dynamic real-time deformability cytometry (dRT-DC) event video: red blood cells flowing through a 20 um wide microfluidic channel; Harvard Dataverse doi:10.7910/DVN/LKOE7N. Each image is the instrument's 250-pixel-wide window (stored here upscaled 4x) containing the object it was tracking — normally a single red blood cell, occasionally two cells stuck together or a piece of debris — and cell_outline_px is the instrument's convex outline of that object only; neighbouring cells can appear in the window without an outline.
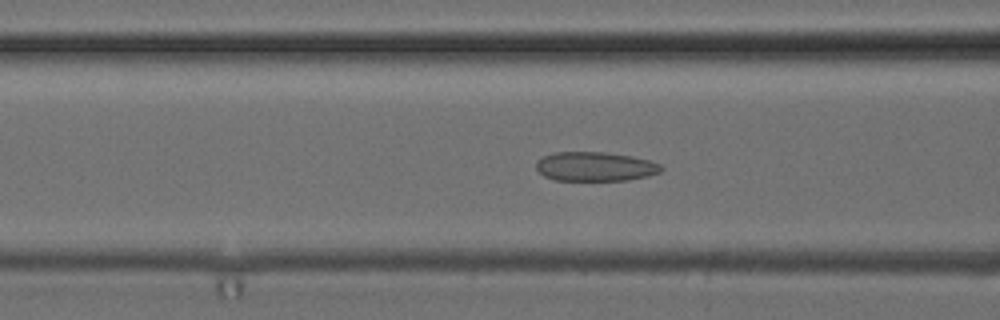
{"species": "common noctule bat (a hibernating species)", "species_latin": "Nyctalus noctula", "temperature_condition": "cold", "stored_images_in_passage": 51, "camera_frame_rate_fps": 3000, "um_per_image_px": 0.085, "animal": {"sex": "female", "body_mass_g": 24.6, "forearm_length_mm": 56.2}, "frame": {"image": 1, "passage_image": 20, "time_ms": 6.333, "image_size_px": [1000, 320], "cell_outline_px": [[664, 168], [660, 172], [648, 176], [628, 180], [556, 180], [544, 176], [536, 168], [536, 160], [544, 156], [556, 152], [604, 152], [632, 156], [648, 160], [660, 164]], "centroid_in_image_um": [50.6, 14.15], "position_along_channel_um": 116.0, "area_um2": 21.27}}
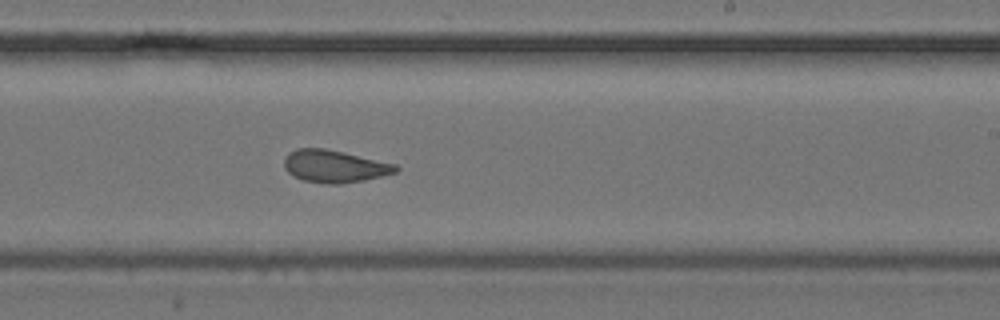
{"frame": {"image": 2, "passage_image": 31, "time_ms": 10.0, "image_size_px": [1000, 320], "cell_outline_px": [[400, 168], [396, 172], [364, 180], [340, 184], [328, 184], [304, 180], [292, 176], [284, 168], [284, 156], [288, 152], [296, 148], [324, 148], [344, 152], [396, 164]], "centroid_in_image_um": [28.39, 14.12], "position_along_channel_um": 260.6, "area_um2": 21.15}}
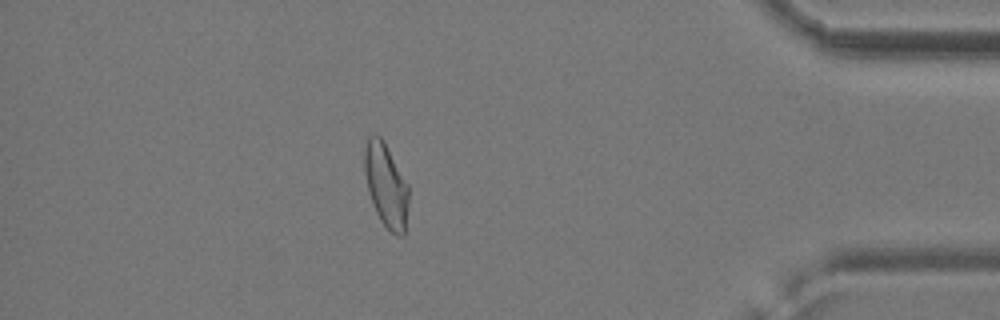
{"frame": {"image": 3, "passage_image": 45, "time_ms": 14.667, "image_size_px": [1000, 320], "cell_outline_px": [[408, 204], [404, 236], [396, 236], [380, 220], [376, 212], [368, 192], [364, 172], [364, 148], [368, 136], [380, 136], [408, 184]], "centroid_in_image_um": [32.8, 15.77], "position_along_channel_um": 402.4, "area_um2": 21.27}, "authors_computed_cell_mechanics": {"area_um2": 21.7328, "velocity_mm_per_s": 3.941, "shape_relaxation_time_tau1_ms": null, "shape_relaxation_time_tau2_ms": 2.8351, "deformation_change_tau1": null, "deformation_change_tau2": 0.1029}}